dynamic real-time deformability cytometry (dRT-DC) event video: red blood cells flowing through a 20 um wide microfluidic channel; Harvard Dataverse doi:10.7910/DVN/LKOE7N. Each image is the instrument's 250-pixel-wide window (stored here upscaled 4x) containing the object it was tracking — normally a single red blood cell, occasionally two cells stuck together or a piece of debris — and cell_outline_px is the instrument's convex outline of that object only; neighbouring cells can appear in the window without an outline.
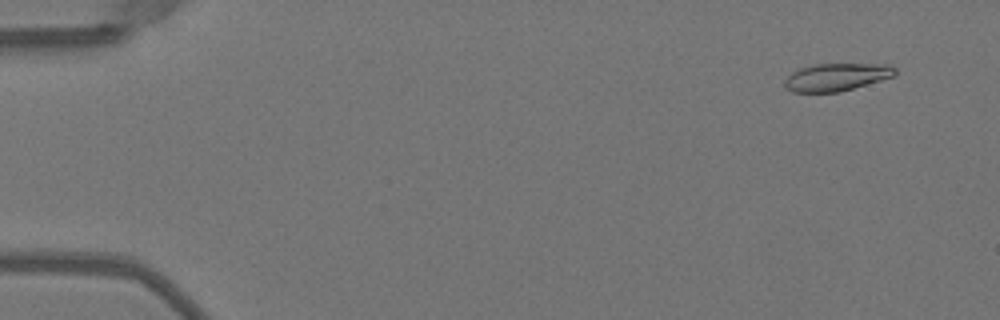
{"species": "Egyptian fruit bat (a non-hibernating species)", "species_latin": "Rousettus aegyptiacus", "temperature_condition": "warm", "stored_images_in_passage": 43, "camera_frame_rate_fps": 3000, "um_per_image_px": 0.085, "animal": {"sex": "female"}, "frame": {"image": 1, "passage_image": 4, "time_ms": 1.0, "image_size_px": [1000, 320], "cell_outline_px": [[896, 76], [840, 92], [792, 92], [784, 88], [784, 80], [792, 72], [800, 68], [812, 64], [888, 64], [896, 68]], "centroid_in_image_um": [71.1, 6.55], "position_along_channel_um": 13.9, "area_um2": 17.98}}
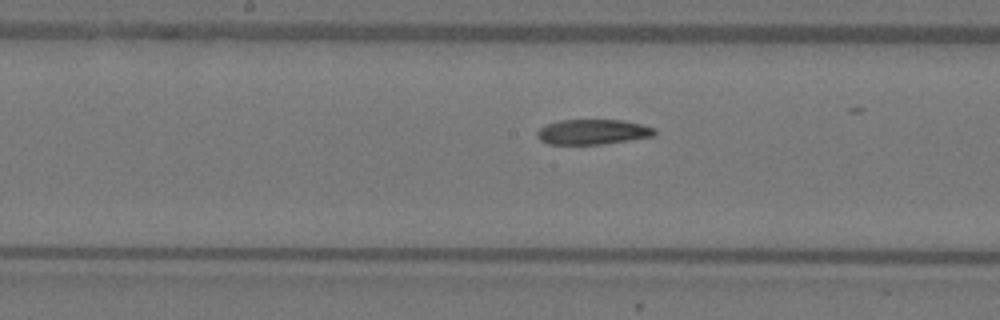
{"frame": {"image": 2, "passage_image": 27, "time_ms": 8.667, "image_size_px": [1000, 320], "cell_outline_px": [[656, 136], [600, 144], [548, 144], [540, 140], [536, 136], [536, 132], [544, 124], [560, 120], [624, 120], [656, 128]], "centroid_in_image_um": [50.37, 11.2], "position_along_channel_um": 197.8, "area_um2": 17.28}}
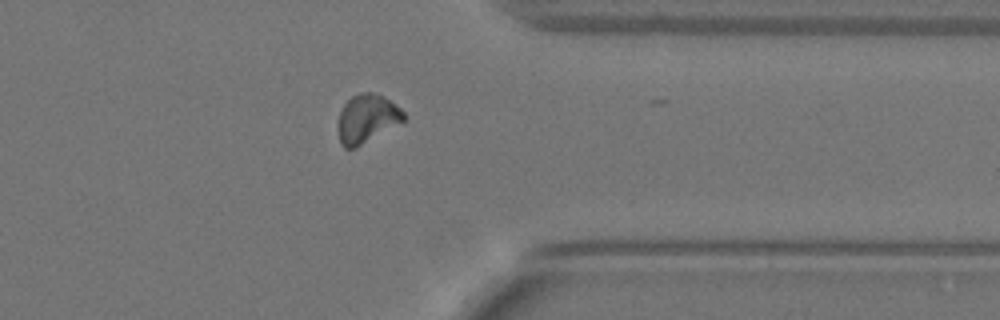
{"frame": {"image": 3, "passage_image": 41, "time_ms": 13.333, "image_size_px": [1000, 320], "cell_outline_px": [[404, 120], [356, 148], [344, 148], [340, 144], [340, 112], [344, 104], [352, 96], [360, 92], [372, 92], [388, 100], [400, 108], [404, 112]], "centroid_in_image_um": [31.18, 10.08], "position_along_channel_um": 380.2, "area_um2": 17.92}, "authors_computed_cell_mechanics": {"area_um2": 18.207, "velocity_mm_per_s": 4.0512, "shape_relaxation_time_tau1_ms": null, "shape_relaxation_time_tau2_ms": 9.8208, "deformation_change_tau1": null, "deformation_change_tau2": 0.1557}}